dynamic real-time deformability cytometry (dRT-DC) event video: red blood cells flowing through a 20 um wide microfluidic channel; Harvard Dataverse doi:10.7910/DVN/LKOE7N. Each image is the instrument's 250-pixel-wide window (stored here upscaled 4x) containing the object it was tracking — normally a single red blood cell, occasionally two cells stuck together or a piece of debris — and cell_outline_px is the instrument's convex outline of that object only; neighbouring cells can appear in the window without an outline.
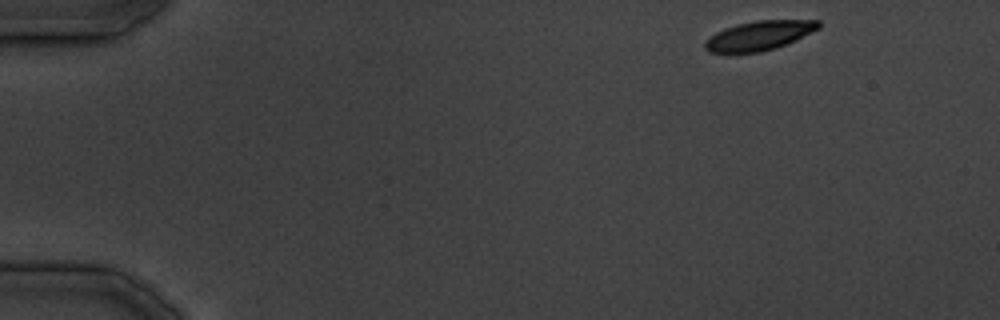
{"species": "common noctule bat (a hibernating species)", "species_latin": "Nyctalus noctula", "temperature_condition": "cold", "stored_images_in_passage": 18, "camera_frame_rate_fps": 3000, "um_per_image_px": 0.085, "animal": {"sex": "male", "body_mass_g": 19.5, "forearm_length_mm": 54.6}, "frame": {"image": 1, "passage_image": 1, "time_ms": 0.0, "image_size_px": [1000, 320], "cell_outline_px": [[820, 28], [788, 44], [776, 48], [760, 52], [708, 52], [704, 48], [704, 44], [716, 32], [724, 28], [736, 24], [756, 20], [820, 20]], "centroid_in_image_um": [64.57, 3.01], "position_along_channel_um": 20.4, "area_um2": 19.36}}